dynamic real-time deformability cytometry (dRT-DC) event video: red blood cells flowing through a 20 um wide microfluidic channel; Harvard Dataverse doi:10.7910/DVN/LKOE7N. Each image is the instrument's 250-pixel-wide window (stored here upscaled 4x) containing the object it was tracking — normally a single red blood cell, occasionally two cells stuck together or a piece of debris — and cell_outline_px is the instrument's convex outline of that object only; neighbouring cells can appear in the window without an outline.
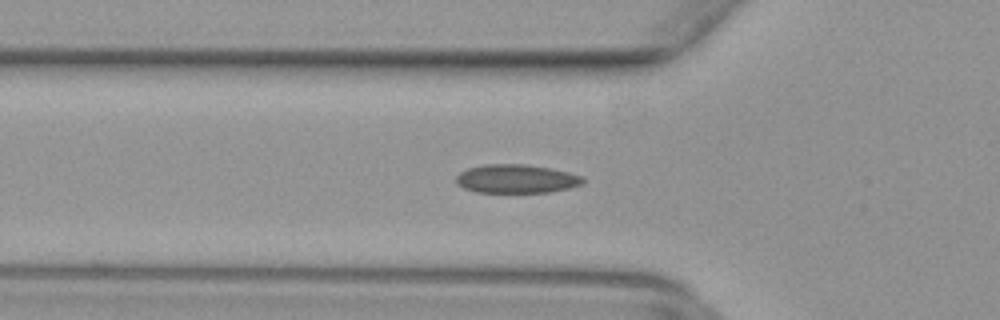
{"species": "common noctule bat (a hibernating species)", "species_latin": "Nyctalus noctula", "temperature_condition": "warm", "stored_images_in_passage": 46, "camera_frame_rate_fps": 3000, "um_per_image_px": 0.085, "animal": {"sex": "female", "body_mass_g": 29.2, "forearm_length_mm": 56.3}, "frame": {"image": 1, "passage_image": 15, "time_ms": 4.667, "image_size_px": [1000, 320], "cell_outline_px": [[580, 180], [576, 184], [560, 188], [536, 192], [488, 192], [472, 188], [460, 184], [460, 176], [464, 172], [476, 168], [540, 168], [560, 172], [572, 176]], "centroid_in_image_um": [43.85, 15.28], "position_along_channel_um": 82.0, "area_um2": 16.99}}
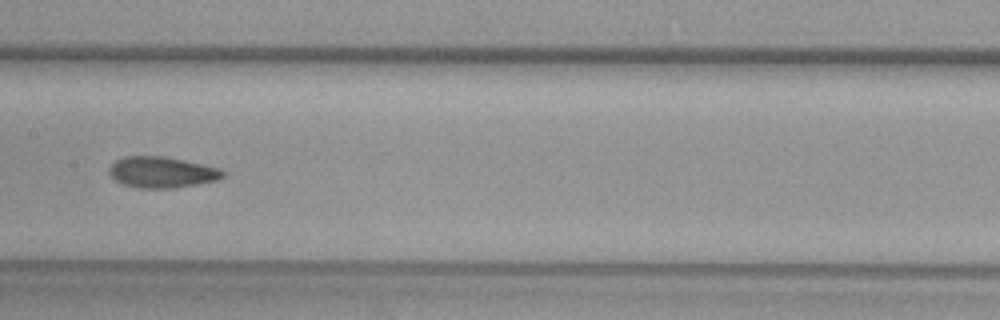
{"frame": {"image": 2, "passage_image": 23, "time_ms": 7.333, "image_size_px": [1000, 320], "cell_outline_px": [[220, 176], [204, 180], [180, 184], [136, 184], [124, 180], [116, 176], [112, 172], [112, 168], [120, 160], [172, 160], [208, 168], [220, 172]], "centroid_in_image_um": [13.73, 14.63], "position_along_channel_um": 193.7, "area_um2": 14.74}}
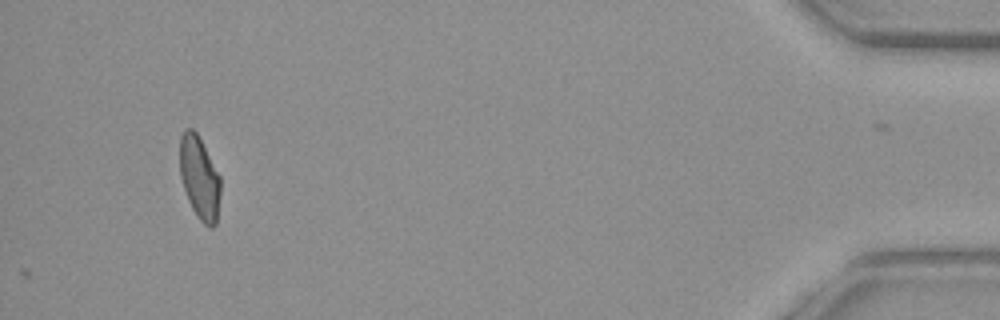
{"frame": {"image": 3, "passage_image": 45, "time_ms": 14.667, "image_size_px": [1000, 320], "cell_outline_px": [[220, 188], [216, 220], [212, 224], [208, 224], [196, 212], [188, 196], [184, 184], [180, 168], [180, 144], [184, 136], [188, 132], [196, 132], [220, 180]], "centroid_in_image_um": [16.96, 15.1], "position_along_channel_um": 418.2, "area_um2": 17.46}}